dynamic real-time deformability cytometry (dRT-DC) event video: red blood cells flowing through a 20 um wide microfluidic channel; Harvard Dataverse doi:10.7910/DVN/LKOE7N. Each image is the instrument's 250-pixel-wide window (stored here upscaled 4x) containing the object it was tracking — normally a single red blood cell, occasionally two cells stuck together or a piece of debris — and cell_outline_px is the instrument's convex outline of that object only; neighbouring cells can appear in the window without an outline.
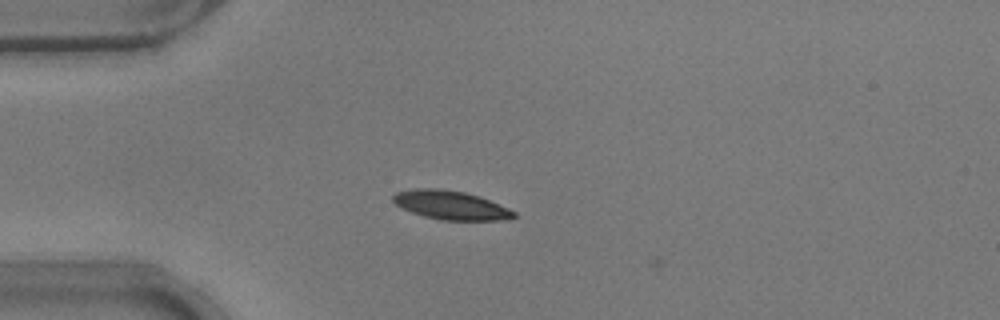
{"species": "common noctule bat (a hibernating species)", "species_latin": "Nyctalus noctula", "temperature_condition": "warm", "stored_images_in_passage": 42, "camera_frame_rate_fps": 3000, "um_per_image_px": 0.085, "animal": {"sex": "male", "body_mass_g": 17.9}, "frame": {"image": 1, "passage_image": 5, "time_ms": 1.333, "image_size_px": [1000, 320], "cell_outline_px": [[516, 216], [500, 220], [440, 220], [424, 216], [412, 212], [396, 204], [392, 200], [392, 196], [396, 192], [416, 188], [436, 188], [464, 192], [480, 196], [508, 208], [516, 212]], "centroid_in_image_um": [38.31, 17.43], "position_along_channel_um": 46.7, "area_um2": 20.11}}
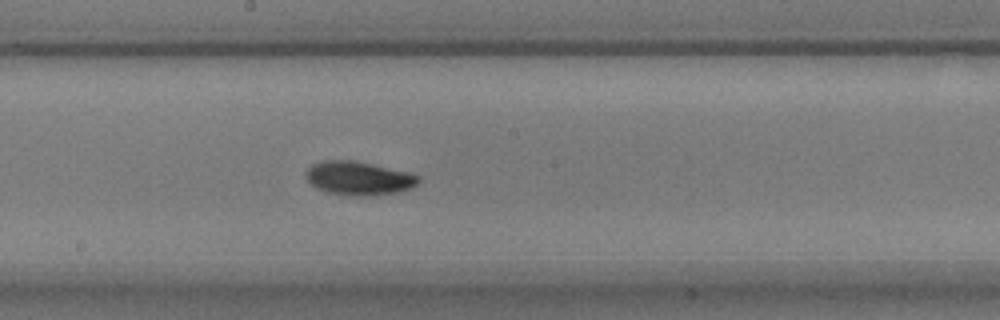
{"frame": {"image": 2, "passage_image": 20, "time_ms": 6.333, "image_size_px": [1000, 320], "cell_outline_px": [[420, 180], [412, 188], [400, 192], [368, 196], [352, 196], [328, 192], [316, 188], [304, 176], [304, 172], [312, 164], [320, 160], [352, 160], [372, 164], [408, 172], [420, 176]], "centroid_in_image_um": [30.47, 15.15], "position_along_channel_um": 217.7, "area_um2": 22.25}}
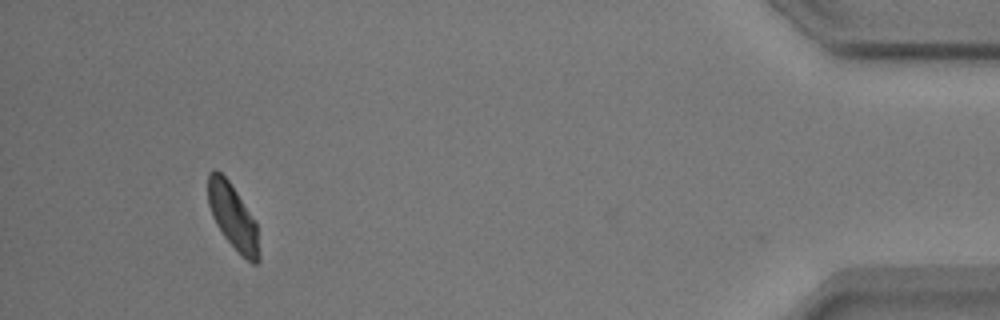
{"frame": {"image": 3, "passage_image": 41, "time_ms": 13.333, "image_size_px": [1000, 320], "cell_outline_px": [[260, 260], [256, 264], [252, 264], [224, 236], [216, 224], [212, 216], [208, 204], [208, 172], [216, 168], [228, 180], [256, 220], [260, 252]], "centroid_in_image_um": [19.81, 18.4], "position_along_channel_um": 415.4, "area_um2": 19.31}, "authors_computed_cell_mechanics": {"area_um2": 20.3745, "velocity_mm_per_s": 3.7617, "shape_relaxation_time_tau1_ms": 2.1418, "shape_relaxation_time_tau2_ms": null, "deformation_change_tau1": 0.1374, "deformation_change_tau2": null}}